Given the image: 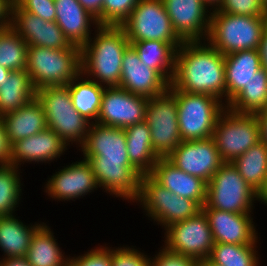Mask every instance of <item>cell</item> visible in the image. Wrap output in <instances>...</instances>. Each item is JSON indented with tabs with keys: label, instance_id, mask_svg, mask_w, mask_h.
I'll return each mask as SVG.
<instances>
[{
	"label": "cell",
	"instance_id": "obj_26",
	"mask_svg": "<svg viewBox=\"0 0 267 266\" xmlns=\"http://www.w3.org/2000/svg\"><path fill=\"white\" fill-rule=\"evenodd\" d=\"M19 218L15 214L0 216V259L25 257L33 234L44 223L27 224Z\"/></svg>",
	"mask_w": 267,
	"mask_h": 266
},
{
	"label": "cell",
	"instance_id": "obj_19",
	"mask_svg": "<svg viewBox=\"0 0 267 266\" xmlns=\"http://www.w3.org/2000/svg\"><path fill=\"white\" fill-rule=\"evenodd\" d=\"M11 27L28 46L69 49L72 44L55 21H46L12 4Z\"/></svg>",
	"mask_w": 267,
	"mask_h": 266
},
{
	"label": "cell",
	"instance_id": "obj_43",
	"mask_svg": "<svg viewBox=\"0 0 267 266\" xmlns=\"http://www.w3.org/2000/svg\"><path fill=\"white\" fill-rule=\"evenodd\" d=\"M12 145L6 134L2 117L0 116V165L11 164Z\"/></svg>",
	"mask_w": 267,
	"mask_h": 266
},
{
	"label": "cell",
	"instance_id": "obj_46",
	"mask_svg": "<svg viewBox=\"0 0 267 266\" xmlns=\"http://www.w3.org/2000/svg\"><path fill=\"white\" fill-rule=\"evenodd\" d=\"M258 50L260 53L262 68H264L267 71V23L264 26Z\"/></svg>",
	"mask_w": 267,
	"mask_h": 266
},
{
	"label": "cell",
	"instance_id": "obj_7",
	"mask_svg": "<svg viewBox=\"0 0 267 266\" xmlns=\"http://www.w3.org/2000/svg\"><path fill=\"white\" fill-rule=\"evenodd\" d=\"M135 202L144 210V215L151 218L148 220H153L162 229L189 219L201 211V207L194 200L172 193L150 174L142 175L140 195Z\"/></svg>",
	"mask_w": 267,
	"mask_h": 266
},
{
	"label": "cell",
	"instance_id": "obj_47",
	"mask_svg": "<svg viewBox=\"0 0 267 266\" xmlns=\"http://www.w3.org/2000/svg\"><path fill=\"white\" fill-rule=\"evenodd\" d=\"M261 127V140L267 146V106L256 114Z\"/></svg>",
	"mask_w": 267,
	"mask_h": 266
},
{
	"label": "cell",
	"instance_id": "obj_15",
	"mask_svg": "<svg viewBox=\"0 0 267 266\" xmlns=\"http://www.w3.org/2000/svg\"><path fill=\"white\" fill-rule=\"evenodd\" d=\"M147 102L121 87H105L96 123L125 129L145 120Z\"/></svg>",
	"mask_w": 267,
	"mask_h": 266
},
{
	"label": "cell",
	"instance_id": "obj_28",
	"mask_svg": "<svg viewBox=\"0 0 267 266\" xmlns=\"http://www.w3.org/2000/svg\"><path fill=\"white\" fill-rule=\"evenodd\" d=\"M53 234L45 222L35 231L25 256L31 266H68L69 255L63 252Z\"/></svg>",
	"mask_w": 267,
	"mask_h": 266
},
{
	"label": "cell",
	"instance_id": "obj_10",
	"mask_svg": "<svg viewBox=\"0 0 267 266\" xmlns=\"http://www.w3.org/2000/svg\"><path fill=\"white\" fill-rule=\"evenodd\" d=\"M257 192L243 179L230 162H225L207 183L206 202L209 206L233 213H253Z\"/></svg>",
	"mask_w": 267,
	"mask_h": 266
},
{
	"label": "cell",
	"instance_id": "obj_52",
	"mask_svg": "<svg viewBox=\"0 0 267 266\" xmlns=\"http://www.w3.org/2000/svg\"><path fill=\"white\" fill-rule=\"evenodd\" d=\"M198 266H222L214 262H210L208 259L202 260L199 262Z\"/></svg>",
	"mask_w": 267,
	"mask_h": 266
},
{
	"label": "cell",
	"instance_id": "obj_14",
	"mask_svg": "<svg viewBox=\"0 0 267 266\" xmlns=\"http://www.w3.org/2000/svg\"><path fill=\"white\" fill-rule=\"evenodd\" d=\"M58 170L51 177L48 176L44 185V192L52 200L75 201L100 188L91 164L86 159L66 164Z\"/></svg>",
	"mask_w": 267,
	"mask_h": 266
},
{
	"label": "cell",
	"instance_id": "obj_49",
	"mask_svg": "<svg viewBox=\"0 0 267 266\" xmlns=\"http://www.w3.org/2000/svg\"><path fill=\"white\" fill-rule=\"evenodd\" d=\"M257 201H260L259 204L262 203V205L264 204L265 206H267V177L263 187L257 193Z\"/></svg>",
	"mask_w": 267,
	"mask_h": 266
},
{
	"label": "cell",
	"instance_id": "obj_12",
	"mask_svg": "<svg viewBox=\"0 0 267 266\" xmlns=\"http://www.w3.org/2000/svg\"><path fill=\"white\" fill-rule=\"evenodd\" d=\"M145 121L151 132L152 147L160 157H167L182 142L176 98L169 90L148 98Z\"/></svg>",
	"mask_w": 267,
	"mask_h": 266
},
{
	"label": "cell",
	"instance_id": "obj_30",
	"mask_svg": "<svg viewBox=\"0 0 267 266\" xmlns=\"http://www.w3.org/2000/svg\"><path fill=\"white\" fill-rule=\"evenodd\" d=\"M68 86L74 109L91 123H95L105 87L87 78L82 72Z\"/></svg>",
	"mask_w": 267,
	"mask_h": 266
},
{
	"label": "cell",
	"instance_id": "obj_25",
	"mask_svg": "<svg viewBox=\"0 0 267 266\" xmlns=\"http://www.w3.org/2000/svg\"><path fill=\"white\" fill-rule=\"evenodd\" d=\"M1 117L11 145L47 128L45 112L36 97L23 107Z\"/></svg>",
	"mask_w": 267,
	"mask_h": 266
},
{
	"label": "cell",
	"instance_id": "obj_8",
	"mask_svg": "<svg viewBox=\"0 0 267 266\" xmlns=\"http://www.w3.org/2000/svg\"><path fill=\"white\" fill-rule=\"evenodd\" d=\"M176 98L179 133L182 141L203 140L212 137L216 122L226 105L206 94H191L169 90Z\"/></svg>",
	"mask_w": 267,
	"mask_h": 266
},
{
	"label": "cell",
	"instance_id": "obj_53",
	"mask_svg": "<svg viewBox=\"0 0 267 266\" xmlns=\"http://www.w3.org/2000/svg\"><path fill=\"white\" fill-rule=\"evenodd\" d=\"M262 8H263V11H264V16L267 17V0H263L262 1Z\"/></svg>",
	"mask_w": 267,
	"mask_h": 266
},
{
	"label": "cell",
	"instance_id": "obj_48",
	"mask_svg": "<svg viewBox=\"0 0 267 266\" xmlns=\"http://www.w3.org/2000/svg\"><path fill=\"white\" fill-rule=\"evenodd\" d=\"M0 266H31L25 257L0 259Z\"/></svg>",
	"mask_w": 267,
	"mask_h": 266
},
{
	"label": "cell",
	"instance_id": "obj_33",
	"mask_svg": "<svg viewBox=\"0 0 267 266\" xmlns=\"http://www.w3.org/2000/svg\"><path fill=\"white\" fill-rule=\"evenodd\" d=\"M249 186L258 193L267 177V146L260 140L231 162Z\"/></svg>",
	"mask_w": 267,
	"mask_h": 266
},
{
	"label": "cell",
	"instance_id": "obj_4",
	"mask_svg": "<svg viewBox=\"0 0 267 266\" xmlns=\"http://www.w3.org/2000/svg\"><path fill=\"white\" fill-rule=\"evenodd\" d=\"M35 97L45 112L47 128L52 129L68 147L75 144L80 148L91 122L74 109L69 86L40 88Z\"/></svg>",
	"mask_w": 267,
	"mask_h": 266
},
{
	"label": "cell",
	"instance_id": "obj_6",
	"mask_svg": "<svg viewBox=\"0 0 267 266\" xmlns=\"http://www.w3.org/2000/svg\"><path fill=\"white\" fill-rule=\"evenodd\" d=\"M26 71L36 90L70 84L81 72V48L49 49L28 46Z\"/></svg>",
	"mask_w": 267,
	"mask_h": 266
},
{
	"label": "cell",
	"instance_id": "obj_21",
	"mask_svg": "<svg viewBox=\"0 0 267 266\" xmlns=\"http://www.w3.org/2000/svg\"><path fill=\"white\" fill-rule=\"evenodd\" d=\"M69 147L52 130H45L12 144L11 164L21 168L26 163H51L67 152Z\"/></svg>",
	"mask_w": 267,
	"mask_h": 266
},
{
	"label": "cell",
	"instance_id": "obj_5",
	"mask_svg": "<svg viewBox=\"0 0 267 266\" xmlns=\"http://www.w3.org/2000/svg\"><path fill=\"white\" fill-rule=\"evenodd\" d=\"M267 17L241 16L211 10L210 29L206 41L221 54L259 49Z\"/></svg>",
	"mask_w": 267,
	"mask_h": 266
},
{
	"label": "cell",
	"instance_id": "obj_20",
	"mask_svg": "<svg viewBox=\"0 0 267 266\" xmlns=\"http://www.w3.org/2000/svg\"><path fill=\"white\" fill-rule=\"evenodd\" d=\"M169 86L170 84L156 70L142 64L131 44L126 48L122 57V72L118 87L132 94L152 98L163 94Z\"/></svg>",
	"mask_w": 267,
	"mask_h": 266
},
{
	"label": "cell",
	"instance_id": "obj_35",
	"mask_svg": "<svg viewBox=\"0 0 267 266\" xmlns=\"http://www.w3.org/2000/svg\"><path fill=\"white\" fill-rule=\"evenodd\" d=\"M21 169L13 164L0 165V216L16 214L22 201Z\"/></svg>",
	"mask_w": 267,
	"mask_h": 266
},
{
	"label": "cell",
	"instance_id": "obj_41",
	"mask_svg": "<svg viewBox=\"0 0 267 266\" xmlns=\"http://www.w3.org/2000/svg\"><path fill=\"white\" fill-rule=\"evenodd\" d=\"M13 2L23 11L32 13L46 21H55L54 0H13Z\"/></svg>",
	"mask_w": 267,
	"mask_h": 266
},
{
	"label": "cell",
	"instance_id": "obj_31",
	"mask_svg": "<svg viewBox=\"0 0 267 266\" xmlns=\"http://www.w3.org/2000/svg\"><path fill=\"white\" fill-rule=\"evenodd\" d=\"M36 89L26 70L11 71L0 86V116L23 107L35 98Z\"/></svg>",
	"mask_w": 267,
	"mask_h": 266
},
{
	"label": "cell",
	"instance_id": "obj_1",
	"mask_svg": "<svg viewBox=\"0 0 267 266\" xmlns=\"http://www.w3.org/2000/svg\"><path fill=\"white\" fill-rule=\"evenodd\" d=\"M78 150L91 164L102 192L135 203L140 195L142 174L129 161L124 129L91 123Z\"/></svg>",
	"mask_w": 267,
	"mask_h": 266
},
{
	"label": "cell",
	"instance_id": "obj_39",
	"mask_svg": "<svg viewBox=\"0 0 267 266\" xmlns=\"http://www.w3.org/2000/svg\"><path fill=\"white\" fill-rule=\"evenodd\" d=\"M107 245V246H106ZM94 247L84 254L69 255L68 266H111L112 245L108 244Z\"/></svg>",
	"mask_w": 267,
	"mask_h": 266
},
{
	"label": "cell",
	"instance_id": "obj_38",
	"mask_svg": "<svg viewBox=\"0 0 267 266\" xmlns=\"http://www.w3.org/2000/svg\"><path fill=\"white\" fill-rule=\"evenodd\" d=\"M135 247H113L111 266H151V256Z\"/></svg>",
	"mask_w": 267,
	"mask_h": 266
},
{
	"label": "cell",
	"instance_id": "obj_22",
	"mask_svg": "<svg viewBox=\"0 0 267 266\" xmlns=\"http://www.w3.org/2000/svg\"><path fill=\"white\" fill-rule=\"evenodd\" d=\"M150 175L179 197L194 200L201 208L206 202L207 183L178 169L166 157H160Z\"/></svg>",
	"mask_w": 267,
	"mask_h": 266
},
{
	"label": "cell",
	"instance_id": "obj_32",
	"mask_svg": "<svg viewBox=\"0 0 267 266\" xmlns=\"http://www.w3.org/2000/svg\"><path fill=\"white\" fill-rule=\"evenodd\" d=\"M267 106V71L261 68L226 105L236 113L258 114Z\"/></svg>",
	"mask_w": 267,
	"mask_h": 266
},
{
	"label": "cell",
	"instance_id": "obj_36",
	"mask_svg": "<svg viewBox=\"0 0 267 266\" xmlns=\"http://www.w3.org/2000/svg\"><path fill=\"white\" fill-rule=\"evenodd\" d=\"M28 45L11 27L0 30V66L15 70H26Z\"/></svg>",
	"mask_w": 267,
	"mask_h": 266
},
{
	"label": "cell",
	"instance_id": "obj_17",
	"mask_svg": "<svg viewBox=\"0 0 267 266\" xmlns=\"http://www.w3.org/2000/svg\"><path fill=\"white\" fill-rule=\"evenodd\" d=\"M172 27L183 42L206 41L211 10L202 0H162Z\"/></svg>",
	"mask_w": 267,
	"mask_h": 266
},
{
	"label": "cell",
	"instance_id": "obj_24",
	"mask_svg": "<svg viewBox=\"0 0 267 266\" xmlns=\"http://www.w3.org/2000/svg\"><path fill=\"white\" fill-rule=\"evenodd\" d=\"M226 105L262 68L258 49L243 50L224 55Z\"/></svg>",
	"mask_w": 267,
	"mask_h": 266
},
{
	"label": "cell",
	"instance_id": "obj_51",
	"mask_svg": "<svg viewBox=\"0 0 267 266\" xmlns=\"http://www.w3.org/2000/svg\"><path fill=\"white\" fill-rule=\"evenodd\" d=\"M10 72L11 71L9 69L0 66V86L3 84L5 79H8Z\"/></svg>",
	"mask_w": 267,
	"mask_h": 266
},
{
	"label": "cell",
	"instance_id": "obj_16",
	"mask_svg": "<svg viewBox=\"0 0 267 266\" xmlns=\"http://www.w3.org/2000/svg\"><path fill=\"white\" fill-rule=\"evenodd\" d=\"M178 169L208 183L225 163L212 137L203 140L182 141L166 157Z\"/></svg>",
	"mask_w": 267,
	"mask_h": 266
},
{
	"label": "cell",
	"instance_id": "obj_2",
	"mask_svg": "<svg viewBox=\"0 0 267 266\" xmlns=\"http://www.w3.org/2000/svg\"><path fill=\"white\" fill-rule=\"evenodd\" d=\"M168 90L212 95L226 105L224 55L207 41L183 42L176 51Z\"/></svg>",
	"mask_w": 267,
	"mask_h": 266
},
{
	"label": "cell",
	"instance_id": "obj_9",
	"mask_svg": "<svg viewBox=\"0 0 267 266\" xmlns=\"http://www.w3.org/2000/svg\"><path fill=\"white\" fill-rule=\"evenodd\" d=\"M212 138L224 162H232L261 140L256 114L236 113L225 108L217 119Z\"/></svg>",
	"mask_w": 267,
	"mask_h": 266
},
{
	"label": "cell",
	"instance_id": "obj_29",
	"mask_svg": "<svg viewBox=\"0 0 267 266\" xmlns=\"http://www.w3.org/2000/svg\"><path fill=\"white\" fill-rule=\"evenodd\" d=\"M146 67L156 70L169 84L175 69V56L182 43H166L158 40L129 42Z\"/></svg>",
	"mask_w": 267,
	"mask_h": 266
},
{
	"label": "cell",
	"instance_id": "obj_13",
	"mask_svg": "<svg viewBox=\"0 0 267 266\" xmlns=\"http://www.w3.org/2000/svg\"><path fill=\"white\" fill-rule=\"evenodd\" d=\"M163 238L162 245L167 249L190 256L198 262L209 258L215 243L208 219L202 210L189 219L167 226Z\"/></svg>",
	"mask_w": 267,
	"mask_h": 266
},
{
	"label": "cell",
	"instance_id": "obj_45",
	"mask_svg": "<svg viewBox=\"0 0 267 266\" xmlns=\"http://www.w3.org/2000/svg\"><path fill=\"white\" fill-rule=\"evenodd\" d=\"M13 0H0V25L11 26Z\"/></svg>",
	"mask_w": 267,
	"mask_h": 266
},
{
	"label": "cell",
	"instance_id": "obj_34",
	"mask_svg": "<svg viewBox=\"0 0 267 266\" xmlns=\"http://www.w3.org/2000/svg\"><path fill=\"white\" fill-rule=\"evenodd\" d=\"M259 241L249 245L214 243L208 260L222 266H259Z\"/></svg>",
	"mask_w": 267,
	"mask_h": 266
},
{
	"label": "cell",
	"instance_id": "obj_18",
	"mask_svg": "<svg viewBox=\"0 0 267 266\" xmlns=\"http://www.w3.org/2000/svg\"><path fill=\"white\" fill-rule=\"evenodd\" d=\"M215 243L255 244L260 238L253 213H233L203 206ZM252 216V217H251Z\"/></svg>",
	"mask_w": 267,
	"mask_h": 266
},
{
	"label": "cell",
	"instance_id": "obj_27",
	"mask_svg": "<svg viewBox=\"0 0 267 266\" xmlns=\"http://www.w3.org/2000/svg\"><path fill=\"white\" fill-rule=\"evenodd\" d=\"M130 163L142 174H150L160 156L152 147L151 132L146 121L124 129Z\"/></svg>",
	"mask_w": 267,
	"mask_h": 266
},
{
	"label": "cell",
	"instance_id": "obj_37",
	"mask_svg": "<svg viewBox=\"0 0 267 266\" xmlns=\"http://www.w3.org/2000/svg\"><path fill=\"white\" fill-rule=\"evenodd\" d=\"M140 0H103L102 25L121 26Z\"/></svg>",
	"mask_w": 267,
	"mask_h": 266
},
{
	"label": "cell",
	"instance_id": "obj_40",
	"mask_svg": "<svg viewBox=\"0 0 267 266\" xmlns=\"http://www.w3.org/2000/svg\"><path fill=\"white\" fill-rule=\"evenodd\" d=\"M217 10L241 16L264 15L262 0H223Z\"/></svg>",
	"mask_w": 267,
	"mask_h": 266
},
{
	"label": "cell",
	"instance_id": "obj_3",
	"mask_svg": "<svg viewBox=\"0 0 267 266\" xmlns=\"http://www.w3.org/2000/svg\"><path fill=\"white\" fill-rule=\"evenodd\" d=\"M129 45L121 26L100 25L81 48V72L104 87H118L122 57Z\"/></svg>",
	"mask_w": 267,
	"mask_h": 266
},
{
	"label": "cell",
	"instance_id": "obj_50",
	"mask_svg": "<svg viewBox=\"0 0 267 266\" xmlns=\"http://www.w3.org/2000/svg\"><path fill=\"white\" fill-rule=\"evenodd\" d=\"M210 10L217 9L223 0H202Z\"/></svg>",
	"mask_w": 267,
	"mask_h": 266
},
{
	"label": "cell",
	"instance_id": "obj_11",
	"mask_svg": "<svg viewBox=\"0 0 267 266\" xmlns=\"http://www.w3.org/2000/svg\"><path fill=\"white\" fill-rule=\"evenodd\" d=\"M121 27L129 42L183 43L172 27L162 0H140Z\"/></svg>",
	"mask_w": 267,
	"mask_h": 266
},
{
	"label": "cell",
	"instance_id": "obj_23",
	"mask_svg": "<svg viewBox=\"0 0 267 266\" xmlns=\"http://www.w3.org/2000/svg\"><path fill=\"white\" fill-rule=\"evenodd\" d=\"M55 22L72 45L82 48L100 25L78 0H54ZM93 27L94 30H91Z\"/></svg>",
	"mask_w": 267,
	"mask_h": 266
},
{
	"label": "cell",
	"instance_id": "obj_44",
	"mask_svg": "<svg viewBox=\"0 0 267 266\" xmlns=\"http://www.w3.org/2000/svg\"><path fill=\"white\" fill-rule=\"evenodd\" d=\"M82 7L97 19L99 25H102V6L103 0H78Z\"/></svg>",
	"mask_w": 267,
	"mask_h": 266
},
{
	"label": "cell",
	"instance_id": "obj_42",
	"mask_svg": "<svg viewBox=\"0 0 267 266\" xmlns=\"http://www.w3.org/2000/svg\"><path fill=\"white\" fill-rule=\"evenodd\" d=\"M151 256V266H198L199 262L190 257L170 251L165 246Z\"/></svg>",
	"mask_w": 267,
	"mask_h": 266
}]
</instances>
